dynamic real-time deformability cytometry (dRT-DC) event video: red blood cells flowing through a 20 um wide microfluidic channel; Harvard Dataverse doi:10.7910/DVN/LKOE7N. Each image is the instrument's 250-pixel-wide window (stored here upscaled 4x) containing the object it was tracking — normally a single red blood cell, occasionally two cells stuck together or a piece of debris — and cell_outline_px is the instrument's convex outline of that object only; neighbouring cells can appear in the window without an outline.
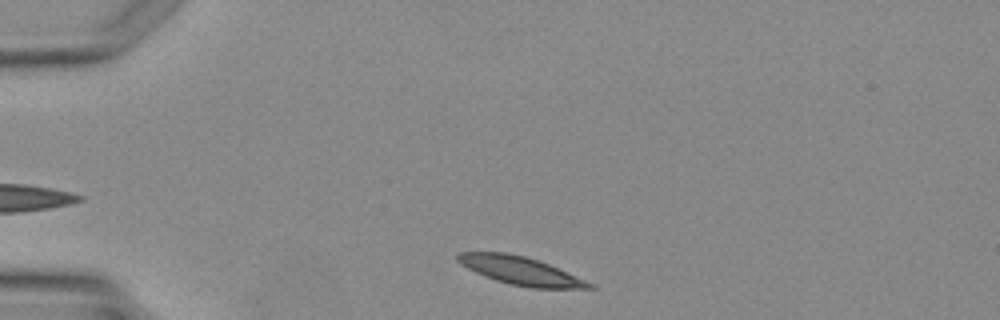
{"species": "Egyptian fruit bat (a non-hibernating species)", "species_latin": "Rousettus aegyptiacus", "temperature_condition": "warm", "stored_images_in_passage": 3, "camera_frame_rate_fps": 3000, "um_per_image_px": 0.085, "animal": {"sex": "female"}, "frame": {"image": 1, "passage_image": 3, "time_ms": 3.0, "image_size_px": [1000, 320], "cell_outline_px": [[596, 288], [532, 288], [512, 284], [496, 280], [476, 272], [460, 264], [456, 260], [456, 252], [508, 252], [524, 256], [548, 264], [596, 284]], "centroid_in_image_um": [44.24, 23.0], "position_along_channel_um": 40.8, "area_um2": 21.39}}